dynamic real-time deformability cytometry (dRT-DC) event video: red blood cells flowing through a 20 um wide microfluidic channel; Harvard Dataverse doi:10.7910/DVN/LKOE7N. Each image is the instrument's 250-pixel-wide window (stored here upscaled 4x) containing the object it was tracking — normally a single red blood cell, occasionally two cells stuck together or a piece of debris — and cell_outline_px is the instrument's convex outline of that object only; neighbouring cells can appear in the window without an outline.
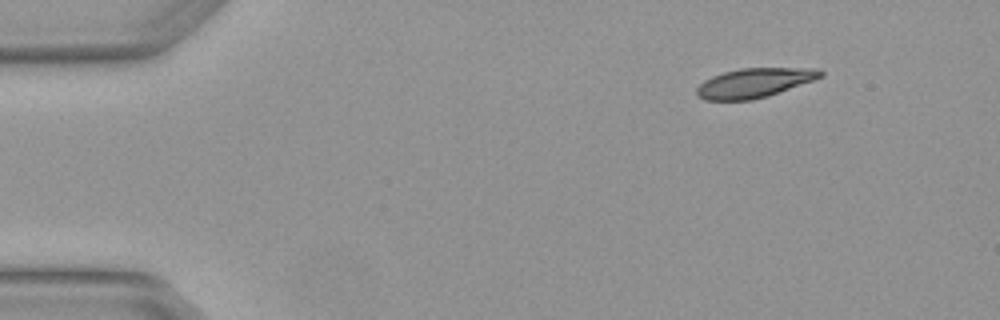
{"species": "Egyptian fruit bat (a non-hibernating species)", "species_latin": "Rousettus aegyptiacus", "temperature_condition": "warm", "stored_images_in_passage": 4, "camera_frame_rate_fps": 3000, "um_per_image_px": 0.085, "animal": {"sex": "female"}, "frame": {"image": 1, "passage_image": 1, "time_ms": 0.0, "image_size_px": [1000, 320], "cell_outline_px": [[824, 76], [768, 96], [752, 100], [704, 100], [696, 96], [696, 88], [704, 80], [712, 76], [724, 72], [740, 68], [820, 68], [824, 72]], "centroid_in_image_um": [64.11, 7.04], "position_along_channel_um": 20.9, "area_um2": 21.27}}
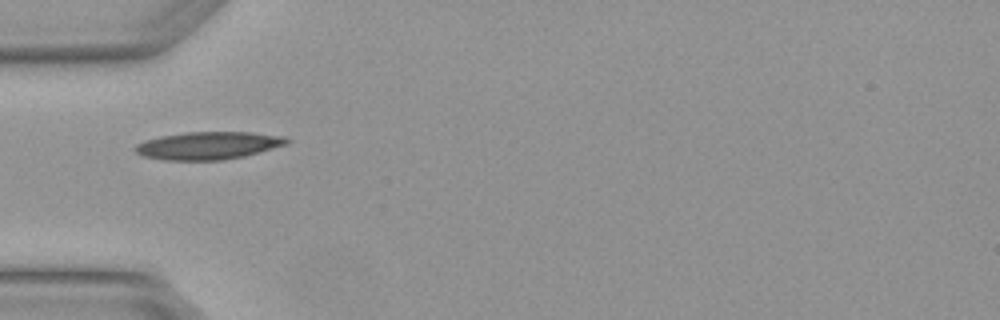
{"frame": {"image": 2, "passage_image": 4, "time_ms": 1.0, "image_size_px": [1000, 320], "cell_outline_px": [[292, 140], [288, 144], [260, 152], [244, 156], [224, 160], [164, 160], [140, 156], [132, 148], [136, 144], [144, 140], [160, 136], [184, 132], [252, 132], [288, 136]], "centroid_in_image_um": [17.72, 12.37], "position_along_channel_um": 67.3, "area_um2": 24.91}}